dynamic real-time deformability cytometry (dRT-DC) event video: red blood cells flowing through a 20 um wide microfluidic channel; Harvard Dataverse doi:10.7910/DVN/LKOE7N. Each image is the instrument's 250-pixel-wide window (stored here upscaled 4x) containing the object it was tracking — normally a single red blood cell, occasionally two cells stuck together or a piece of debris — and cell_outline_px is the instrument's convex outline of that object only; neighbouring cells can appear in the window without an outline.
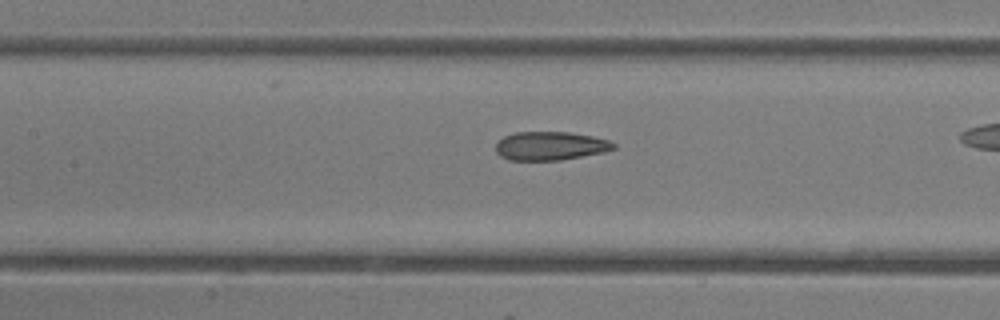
{"species": "common noctule bat (a hibernating species)", "species_latin": "Nyctalus noctula", "temperature_condition": "room temperature", "stored_images_in_passage": 37, "camera_frame_rate_fps": 3000, "um_per_image_px": 0.085, "animal": {"sex": "female"}, "frame": {"image": 1, "passage_image": 22, "time_ms": 7.0, "image_size_px": [1000, 320], "cell_outline_px": [[616, 148], [604, 152], [560, 160], [508, 160], [500, 156], [496, 152], [496, 144], [504, 136], [516, 132], [568, 132], [592, 136], [608, 140], [616, 144]], "centroid_in_image_um": [46.77, 12.4], "position_along_channel_um": 160.6, "area_um2": 19.59}}